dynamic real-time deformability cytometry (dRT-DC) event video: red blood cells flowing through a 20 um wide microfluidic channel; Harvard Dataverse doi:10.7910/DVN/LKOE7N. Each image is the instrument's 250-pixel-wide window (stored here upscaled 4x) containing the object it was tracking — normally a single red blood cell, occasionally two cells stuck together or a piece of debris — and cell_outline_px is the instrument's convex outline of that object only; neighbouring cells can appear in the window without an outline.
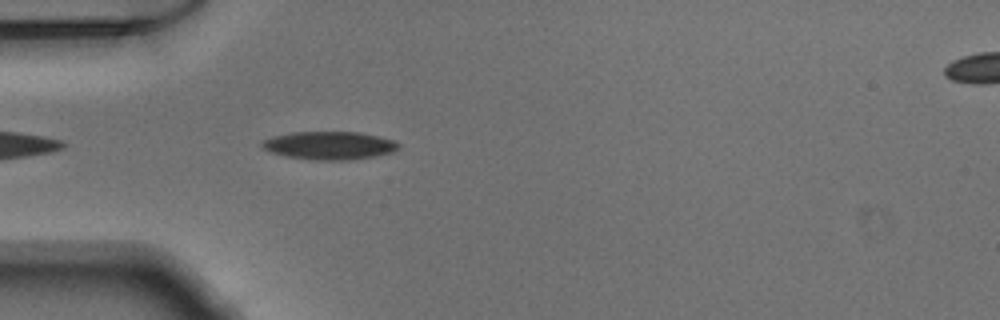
{"species": "Egyptian fruit bat (a non-hibernating species)", "species_latin": "Rousettus aegyptiacus", "temperature_condition": "warm", "stored_images_in_passage": 9, "camera_frame_rate_fps": 3000, "um_per_image_px": 0.085, "animal": {"sex": "male"}, "frame": {"image": 1, "passage_image": 3, "time_ms": 0.667, "image_size_px": [1000, 320], "cell_outline_px": [[400, 148], [392, 152], [376, 156], [344, 160], [312, 160], [288, 156], [272, 152], [264, 148], [260, 144], [260, 140], [272, 136], [292, 132], [360, 132], [380, 136], [392, 140], [400, 144]], "centroid_in_image_um": [28.0, 12.35], "position_along_channel_um": 57.0, "area_um2": 22.37}}
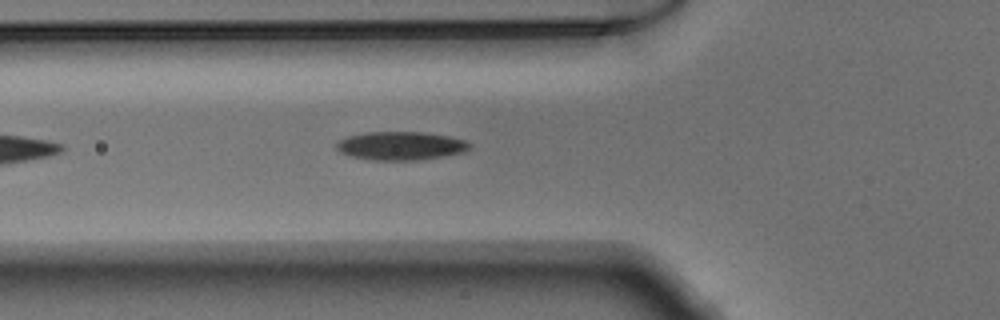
{"frame": {"image": 2, "passage_image": 6, "time_ms": 1.667, "image_size_px": [1000, 320], "cell_outline_px": [[472, 148], [464, 152], [444, 156], [420, 160], [372, 160], [352, 156], [340, 152], [336, 148], [336, 144], [340, 140], [348, 136], [364, 132], [424, 132], [448, 136], [464, 140], [472, 144]], "centroid_in_image_um": [34.09, 12.39], "position_along_channel_um": 91.7, "area_um2": 22.14}}